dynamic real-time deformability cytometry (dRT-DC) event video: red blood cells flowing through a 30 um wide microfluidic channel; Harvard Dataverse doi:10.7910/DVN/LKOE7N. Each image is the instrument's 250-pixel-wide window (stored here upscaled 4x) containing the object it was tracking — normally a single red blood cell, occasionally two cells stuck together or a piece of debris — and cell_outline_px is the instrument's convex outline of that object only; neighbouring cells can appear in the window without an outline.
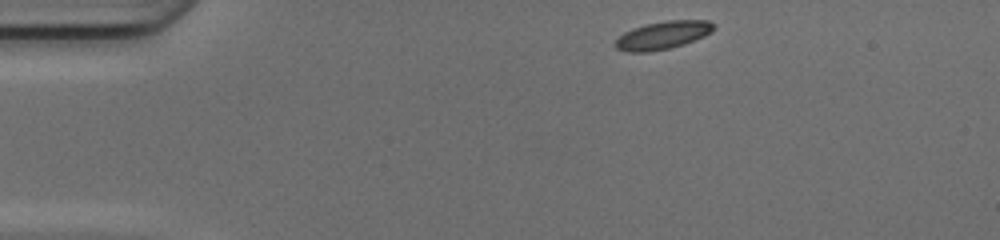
{"species": "common noctule bat (a hibernating species)", "species_latin": "Nyctalus noctula", "temperature_condition": "cold", "stored_images_in_passage": 42, "camera_frame_rate_fps": 3000, "um_per_image_px": 0.085, "animal": {"sex": "female", "body_mass_g": 17.0, "forearm_length_mm": 48.0}, "frame": {"image": 1, "passage_image": 1, "time_ms": 0.0, "image_size_px": [1000, 240], "cell_outline_px": [[716, 28], [712, 32], [704, 36], [684, 44], [668, 48], [648, 52], [628, 52], [616, 48], [612, 44], [624, 32], [632, 28], [644, 24], [668, 20], [708, 20], [716, 24]], "centroid_in_image_um": [56.35, 2.98], "position_along_channel_um": 28.7, "area_um2": 16.18}}
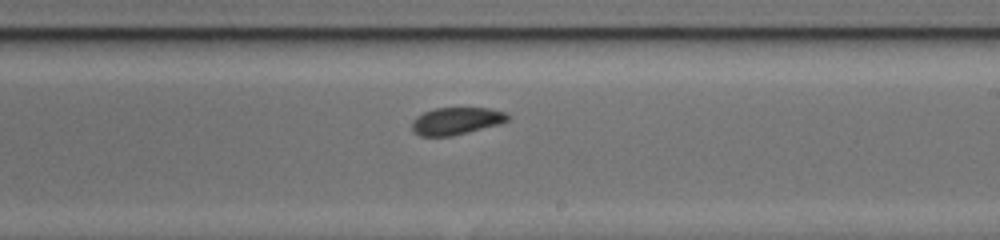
{"frame": {"image": 2, "passage_image": 22, "time_ms": 7.0, "image_size_px": [1000, 240], "cell_outline_px": [[508, 120], [500, 124], [452, 136], [420, 136], [412, 128], [412, 120], [416, 116], [424, 112], [436, 108], [488, 108], [504, 112], [508, 116]], "centroid_in_image_um": [38.77, 10.28], "position_along_channel_um": 250.2, "area_um2": 15.09}}
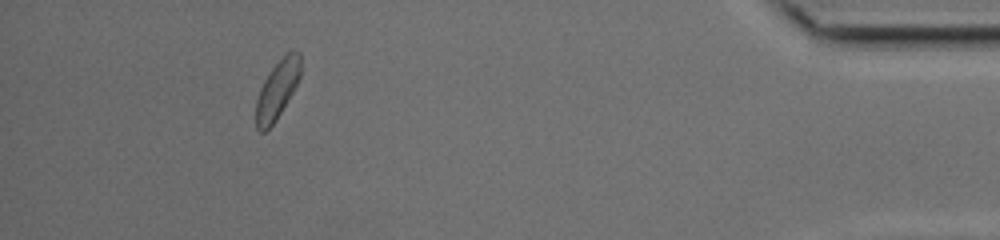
{"frame": {"image": 3, "passage_image": 38, "time_ms": 12.333, "image_size_px": [1000, 240], "cell_outline_px": [[300, 76], [292, 92], [276, 120], [264, 132], [260, 132], [256, 128], [256, 100], [260, 88], [268, 72], [292, 48], [300, 52]], "centroid_in_image_um": [23.55, 7.61], "position_along_channel_um": 411.6, "area_um2": 14.97}, "authors_computed_cell_mechanics": {"area_um2": 15.6349, "velocity_mm_per_s": 4.1514, "shape_relaxation_time_tau1_ms": 2.2571, "shape_relaxation_time_tau2_ms": 1.2827, "deformation_change_tau1": 0.0753, "deformation_change_tau2": 0.0517}}